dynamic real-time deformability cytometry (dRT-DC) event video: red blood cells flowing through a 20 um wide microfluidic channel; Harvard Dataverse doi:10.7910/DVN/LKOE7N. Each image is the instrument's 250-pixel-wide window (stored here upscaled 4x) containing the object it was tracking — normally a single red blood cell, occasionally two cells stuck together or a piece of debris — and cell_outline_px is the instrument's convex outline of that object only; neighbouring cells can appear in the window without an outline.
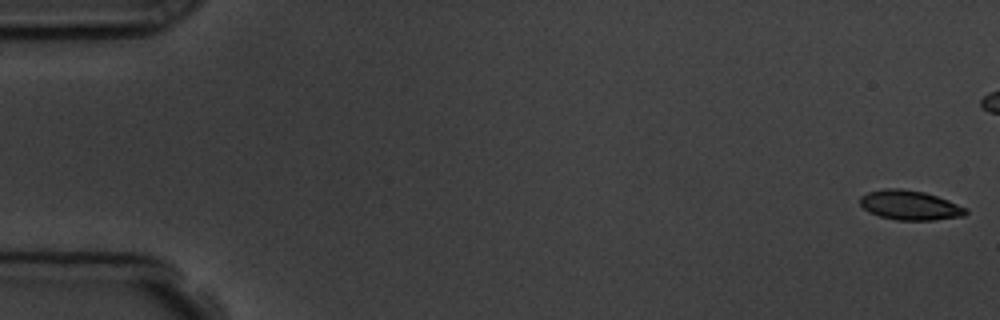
{"species": "common noctule bat (a hibernating species)", "species_latin": "Nyctalus noctula", "temperature_condition": "room temperature", "stored_images_in_passage": 4, "camera_frame_rate_fps": 3000, "um_per_image_px": 0.085, "animal": {"sex": "male", "body_mass_g": 19.5, "forearm_length_mm": 54.6}, "frame": {"image": 1, "passage_image": 1, "time_ms": 0.0, "image_size_px": [1000, 320], "cell_outline_px": [[968, 212], [964, 216], [936, 220], [896, 220], [880, 216], [868, 212], [860, 204], [860, 196], [868, 192], [884, 188], [900, 188], [924, 192], [948, 200], [968, 208]], "centroid_in_image_um": [77.35, 17.44], "position_along_channel_um": 7.7, "area_um2": 18.32}}